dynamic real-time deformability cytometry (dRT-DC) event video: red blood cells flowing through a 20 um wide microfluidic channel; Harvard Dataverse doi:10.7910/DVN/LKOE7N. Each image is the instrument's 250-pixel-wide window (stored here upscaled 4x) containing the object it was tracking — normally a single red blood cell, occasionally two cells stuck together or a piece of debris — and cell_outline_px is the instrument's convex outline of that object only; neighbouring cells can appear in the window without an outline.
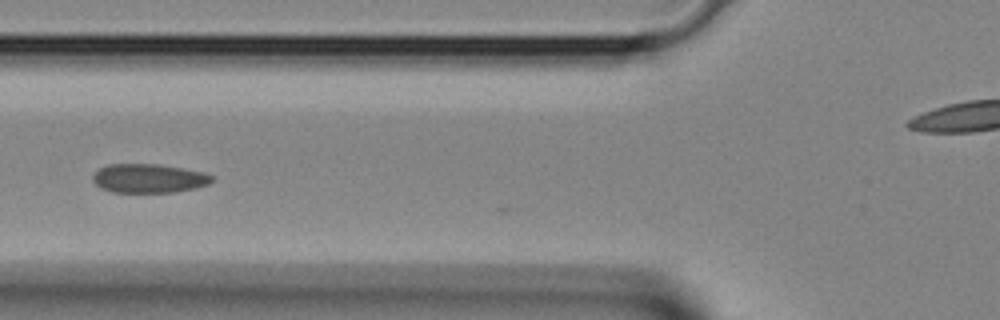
{"species": "Egyptian fruit bat (a non-hibernating species)", "species_latin": "Rousettus aegyptiacus", "temperature_condition": "room temperature", "stored_images_in_passage": 8, "camera_frame_rate_fps": 3000, "um_per_image_px": 0.085, "animal": {"sex": "female"}, "frame": {"image": 1, "passage_image": 4, "time_ms": 1.0, "image_size_px": [1000, 320], "cell_outline_px": [[216, 180], [208, 184], [196, 188], [172, 192], [112, 192], [100, 188], [92, 180], [92, 176], [100, 168], [108, 164], [156, 164], [204, 172], [212, 176]], "centroid_in_image_um": [12.65, 15.16], "position_along_channel_um": 113.2, "area_um2": 20.06}}
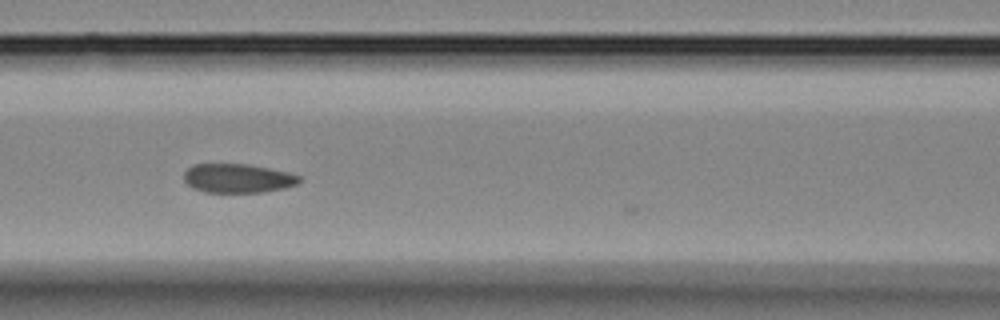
{"frame": {"image": 2, "passage_image": 6, "time_ms": 1.667, "image_size_px": [1000, 320], "cell_outline_px": [[300, 180], [296, 184], [284, 188], [264, 192], [204, 192], [192, 188], [184, 180], [184, 172], [192, 164], [248, 164], [288, 172], [300, 176]], "centroid_in_image_um": [20.18, 15.15], "position_along_channel_um": 146.4, "area_um2": 19.48}}